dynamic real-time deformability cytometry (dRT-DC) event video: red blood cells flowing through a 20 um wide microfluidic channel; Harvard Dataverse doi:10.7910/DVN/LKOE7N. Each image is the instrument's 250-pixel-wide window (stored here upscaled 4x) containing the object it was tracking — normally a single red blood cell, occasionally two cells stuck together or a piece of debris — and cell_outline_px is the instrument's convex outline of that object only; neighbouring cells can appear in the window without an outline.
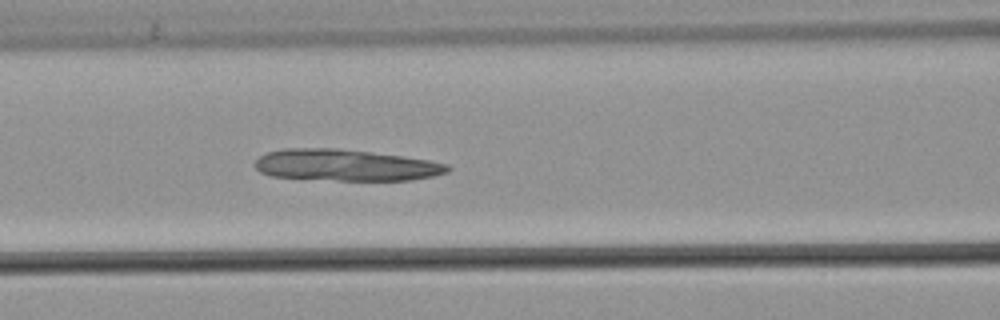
{"species": "common noctule bat (a hibernating species)", "species_latin": "Nyctalus noctula", "temperature_condition": "warm", "stored_images_in_passage": 54, "camera_frame_rate_fps": 3000, "um_per_image_px": 0.085, "animal": {"sex": "male", "body_mass_g": 21.5, "forearm_length_mm": 52.0}, "frame": {"image": 1, "passage_image": 23, "time_ms": 7.333, "image_size_px": [1000, 320], "cell_outline_px": [[452, 168], [448, 172], [432, 176], [412, 180], [340, 180], [268, 176], [260, 172], [252, 164], [260, 156], [268, 152], [280, 148], [336, 148], [404, 156], [428, 160], [448, 164]], "centroid_in_image_um": [29.35, 14.03], "position_along_channel_um": 137.2, "area_um2": 35.43}}
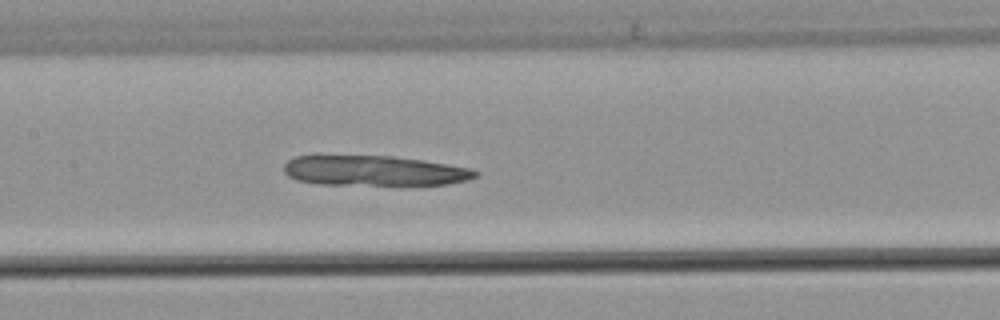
{"frame": {"image": 2, "passage_image": 26, "time_ms": 8.333, "image_size_px": [1000, 320], "cell_outline_px": [[480, 176], [468, 180], [448, 184], [320, 184], [296, 180], [288, 176], [284, 172], [284, 164], [288, 160], [296, 156], [312, 152], [320, 152], [392, 156], [424, 160], [472, 168], [480, 172]], "centroid_in_image_um": [31.71, 14.45], "position_along_channel_um": 175.7, "area_um2": 35.03}}
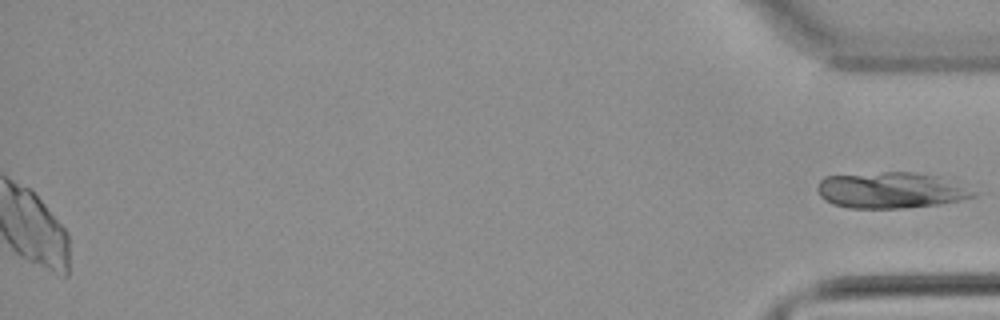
{"frame": {"image": 3, "passage_image": 54, "time_ms": 17.667, "image_size_px": [1000, 320], "cell_outline_px": [[980, 196], [940, 204], [904, 208], [848, 208], [832, 204], [824, 200], [820, 196], [816, 188], [820, 180], [824, 176], [884, 172], [912, 172], [936, 176]], "centroid_in_image_um": [75.59, 16.18], "position_along_channel_um": 359.6, "area_um2": 32.31}}